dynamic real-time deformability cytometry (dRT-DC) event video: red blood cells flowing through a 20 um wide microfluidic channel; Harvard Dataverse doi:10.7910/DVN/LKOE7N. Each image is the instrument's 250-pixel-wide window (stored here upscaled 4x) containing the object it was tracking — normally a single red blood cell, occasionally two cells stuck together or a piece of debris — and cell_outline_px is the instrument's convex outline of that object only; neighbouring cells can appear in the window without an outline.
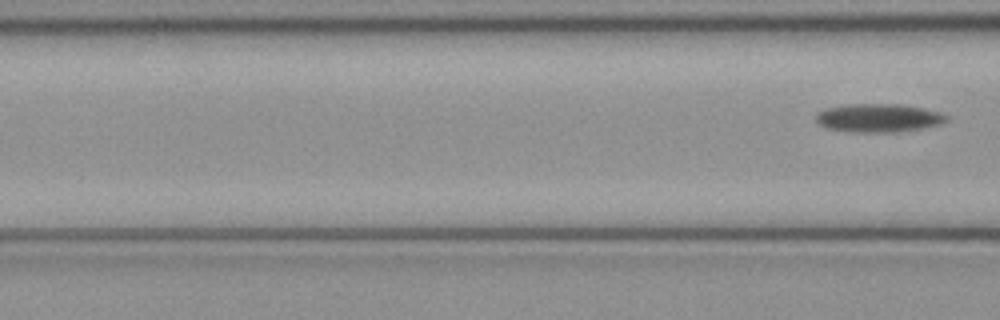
{"species": "common noctule bat (a hibernating species)", "species_latin": "Nyctalus noctula", "temperature_condition": "cold", "stored_images_in_passage": 7, "camera_frame_rate_fps": 3000, "um_per_image_px": 0.085, "animal": {"sex": "female", "body_mass_g": 21.9}, "frame": {"image": 1, "passage_image": 7, "time_ms": 2.0, "image_size_px": [1000, 320], "cell_outline_px": [[948, 120], [940, 124], [924, 128], [896, 132], [848, 132], [828, 128], [816, 124], [816, 112], [824, 108], [848, 104], [896, 104], [924, 108], [940, 112], [948, 116]], "centroid_in_image_um": [74.64, 10.03], "position_along_channel_um": 92.0, "area_um2": 21.85}}